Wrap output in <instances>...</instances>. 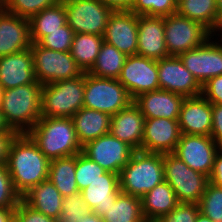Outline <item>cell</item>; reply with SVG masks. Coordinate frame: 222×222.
<instances>
[{
  "instance_id": "c3c4849f",
  "label": "cell",
  "mask_w": 222,
  "mask_h": 222,
  "mask_svg": "<svg viewBox=\"0 0 222 222\" xmlns=\"http://www.w3.org/2000/svg\"><path fill=\"white\" fill-rule=\"evenodd\" d=\"M210 37L215 39H222V11L219 13V18L214 29L210 33Z\"/></svg>"
},
{
  "instance_id": "52a82bcc",
  "label": "cell",
  "mask_w": 222,
  "mask_h": 222,
  "mask_svg": "<svg viewBox=\"0 0 222 222\" xmlns=\"http://www.w3.org/2000/svg\"><path fill=\"white\" fill-rule=\"evenodd\" d=\"M165 181L172 187L179 203H199L209 177L189 168L173 153L163 154Z\"/></svg>"
},
{
  "instance_id": "f1b7e54d",
  "label": "cell",
  "mask_w": 222,
  "mask_h": 222,
  "mask_svg": "<svg viewBox=\"0 0 222 222\" xmlns=\"http://www.w3.org/2000/svg\"><path fill=\"white\" fill-rule=\"evenodd\" d=\"M176 13L200 23L210 33L219 18L217 0H177Z\"/></svg>"
},
{
  "instance_id": "9f6ffc18",
  "label": "cell",
  "mask_w": 222,
  "mask_h": 222,
  "mask_svg": "<svg viewBox=\"0 0 222 222\" xmlns=\"http://www.w3.org/2000/svg\"><path fill=\"white\" fill-rule=\"evenodd\" d=\"M4 11V0H0V13Z\"/></svg>"
},
{
  "instance_id": "ee69618b",
  "label": "cell",
  "mask_w": 222,
  "mask_h": 222,
  "mask_svg": "<svg viewBox=\"0 0 222 222\" xmlns=\"http://www.w3.org/2000/svg\"><path fill=\"white\" fill-rule=\"evenodd\" d=\"M212 131L210 137L222 146V104H211Z\"/></svg>"
},
{
  "instance_id": "db71d44e",
  "label": "cell",
  "mask_w": 222,
  "mask_h": 222,
  "mask_svg": "<svg viewBox=\"0 0 222 222\" xmlns=\"http://www.w3.org/2000/svg\"><path fill=\"white\" fill-rule=\"evenodd\" d=\"M7 222H21L19 217L14 213Z\"/></svg>"
},
{
  "instance_id": "e575fe53",
  "label": "cell",
  "mask_w": 222,
  "mask_h": 222,
  "mask_svg": "<svg viewBox=\"0 0 222 222\" xmlns=\"http://www.w3.org/2000/svg\"><path fill=\"white\" fill-rule=\"evenodd\" d=\"M198 205L203 215L213 222H222V187L208 182Z\"/></svg>"
},
{
  "instance_id": "3957f363",
  "label": "cell",
  "mask_w": 222,
  "mask_h": 222,
  "mask_svg": "<svg viewBox=\"0 0 222 222\" xmlns=\"http://www.w3.org/2000/svg\"><path fill=\"white\" fill-rule=\"evenodd\" d=\"M26 134L50 161L82 152L71 118L41 117Z\"/></svg>"
},
{
  "instance_id": "7dc6e473",
  "label": "cell",
  "mask_w": 222,
  "mask_h": 222,
  "mask_svg": "<svg viewBox=\"0 0 222 222\" xmlns=\"http://www.w3.org/2000/svg\"><path fill=\"white\" fill-rule=\"evenodd\" d=\"M15 133H0V163H6L8 146Z\"/></svg>"
},
{
  "instance_id": "681fc988",
  "label": "cell",
  "mask_w": 222,
  "mask_h": 222,
  "mask_svg": "<svg viewBox=\"0 0 222 222\" xmlns=\"http://www.w3.org/2000/svg\"><path fill=\"white\" fill-rule=\"evenodd\" d=\"M16 208H0V222H7L15 213Z\"/></svg>"
},
{
  "instance_id": "816d5d0a",
  "label": "cell",
  "mask_w": 222,
  "mask_h": 222,
  "mask_svg": "<svg viewBox=\"0 0 222 222\" xmlns=\"http://www.w3.org/2000/svg\"><path fill=\"white\" fill-rule=\"evenodd\" d=\"M0 133H14L5 123L1 109H0Z\"/></svg>"
},
{
  "instance_id": "d6a6232c",
  "label": "cell",
  "mask_w": 222,
  "mask_h": 222,
  "mask_svg": "<svg viewBox=\"0 0 222 222\" xmlns=\"http://www.w3.org/2000/svg\"><path fill=\"white\" fill-rule=\"evenodd\" d=\"M126 57L115 46L104 41L96 62L88 73L97 77L118 79Z\"/></svg>"
},
{
  "instance_id": "60d3db41",
  "label": "cell",
  "mask_w": 222,
  "mask_h": 222,
  "mask_svg": "<svg viewBox=\"0 0 222 222\" xmlns=\"http://www.w3.org/2000/svg\"><path fill=\"white\" fill-rule=\"evenodd\" d=\"M200 212L198 203H178L167 215L156 222H195Z\"/></svg>"
},
{
  "instance_id": "8d00e7d4",
  "label": "cell",
  "mask_w": 222,
  "mask_h": 222,
  "mask_svg": "<svg viewBox=\"0 0 222 222\" xmlns=\"http://www.w3.org/2000/svg\"><path fill=\"white\" fill-rule=\"evenodd\" d=\"M177 0H135L131 12L137 16L166 17L175 14Z\"/></svg>"
},
{
  "instance_id": "f35d334b",
  "label": "cell",
  "mask_w": 222,
  "mask_h": 222,
  "mask_svg": "<svg viewBox=\"0 0 222 222\" xmlns=\"http://www.w3.org/2000/svg\"><path fill=\"white\" fill-rule=\"evenodd\" d=\"M74 35L73 30L66 24L60 27L59 30L49 32L38 44L49 50L67 52L71 50Z\"/></svg>"
},
{
  "instance_id": "484cf974",
  "label": "cell",
  "mask_w": 222,
  "mask_h": 222,
  "mask_svg": "<svg viewBox=\"0 0 222 222\" xmlns=\"http://www.w3.org/2000/svg\"><path fill=\"white\" fill-rule=\"evenodd\" d=\"M63 198L49 179L35 185L21 197L28 206L55 220L60 217Z\"/></svg>"
},
{
  "instance_id": "836d02e7",
  "label": "cell",
  "mask_w": 222,
  "mask_h": 222,
  "mask_svg": "<svg viewBox=\"0 0 222 222\" xmlns=\"http://www.w3.org/2000/svg\"><path fill=\"white\" fill-rule=\"evenodd\" d=\"M107 171L99 166L95 161L88 158L82 152L76 155V184L81 192L84 188H87L89 184L95 180L101 178V175Z\"/></svg>"
},
{
  "instance_id": "ab89813d",
  "label": "cell",
  "mask_w": 222,
  "mask_h": 222,
  "mask_svg": "<svg viewBox=\"0 0 222 222\" xmlns=\"http://www.w3.org/2000/svg\"><path fill=\"white\" fill-rule=\"evenodd\" d=\"M21 196L15 191L6 163H0V208H16Z\"/></svg>"
},
{
  "instance_id": "8992f818",
  "label": "cell",
  "mask_w": 222,
  "mask_h": 222,
  "mask_svg": "<svg viewBox=\"0 0 222 222\" xmlns=\"http://www.w3.org/2000/svg\"><path fill=\"white\" fill-rule=\"evenodd\" d=\"M133 99L118 79L94 76L85 72L84 107L111 116L127 108Z\"/></svg>"
},
{
  "instance_id": "4316f807",
  "label": "cell",
  "mask_w": 222,
  "mask_h": 222,
  "mask_svg": "<svg viewBox=\"0 0 222 222\" xmlns=\"http://www.w3.org/2000/svg\"><path fill=\"white\" fill-rule=\"evenodd\" d=\"M178 203L174 190L164 180L141 198L142 213L147 222H156Z\"/></svg>"
},
{
  "instance_id": "9c48e42d",
  "label": "cell",
  "mask_w": 222,
  "mask_h": 222,
  "mask_svg": "<svg viewBox=\"0 0 222 222\" xmlns=\"http://www.w3.org/2000/svg\"><path fill=\"white\" fill-rule=\"evenodd\" d=\"M164 36L169 56H179L201 46L210 32L200 23L175 13L164 17Z\"/></svg>"
},
{
  "instance_id": "83f0119b",
  "label": "cell",
  "mask_w": 222,
  "mask_h": 222,
  "mask_svg": "<svg viewBox=\"0 0 222 222\" xmlns=\"http://www.w3.org/2000/svg\"><path fill=\"white\" fill-rule=\"evenodd\" d=\"M30 38L32 43H38L49 32L59 30L67 24V14L64 2L48 7L29 19Z\"/></svg>"
},
{
  "instance_id": "603a6c76",
  "label": "cell",
  "mask_w": 222,
  "mask_h": 222,
  "mask_svg": "<svg viewBox=\"0 0 222 222\" xmlns=\"http://www.w3.org/2000/svg\"><path fill=\"white\" fill-rule=\"evenodd\" d=\"M145 117L132 102L111 116L110 133L135 151L141 150Z\"/></svg>"
},
{
  "instance_id": "f907efd6",
  "label": "cell",
  "mask_w": 222,
  "mask_h": 222,
  "mask_svg": "<svg viewBox=\"0 0 222 222\" xmlns=\"http://www.w3.org/2000/svg\"><path fill=\"white\" fill-rule=\"evenodd\" d=\"M78 222H104V220L91 211L87 215L81 216Z\"/></svg>"
},
{
  "instance_id": "d6986e66",
  "label": "cell",
  "mask_w": 222,
  "mask_h": 222,
  "mask_svg": "<svg viewBox=\"0 0 222 222\" xmlns=\"http://www.w3.org/2000/svg\"><path fill=\"white\" fill-rule=\"evenodd\" d=\"M185 97L167 90H154L133 99L145 119L164 118L178 120Z\"/></svg>"
},
{
  "instance_id": "11a10c76",
  "label": "cell",
  "mask_w": 222,
  "mask_h": 222,
  "mask_svg": "<svg viewBox=\"0 0 222 222\" xmlns=\"http://www.w3.org/2000/svg\"><path fill=\"white\" fill-rule=\"evenodd\" d=\"M217 9L218 13L222 11V0H217Z\"/></svg>"
},
{
  "instance_id": "f546056e",
  "label": "cell",
  "mask_w": 222,
  "mask_h": 222,
  "mask_svg": "<svg viewBox=\"0 0 222 222\" xmlns=\"http://www.w3.org/2000/svg\"><path fill=\"white\" fill-rule=\"evenodd\" d=\"M76 155L50 161L48 179L63 197L80 192L75 177Z\"/></svg>"
},
{
  "instance_id": "f5cc1de1",
  "label": "cell",
  "mask_w": 222,
  "mask_h": 222,
  "mask_svg": "<svg viewBox=\"0 0 222 222\" xmlns=\"http://www.w3.org/2000/svg\"><path fill=\"white\" fill-rule=\"evenodd\" d=\"M195 222H213L209 217H206L201 212H199Z\"/></svg>"
},
{
  "instance_id": "8fae6325",
  "label": "cell",
  "mask_w": 222,
  "mask_h": 222,
  "mask_svg": "<svg viewBox=\"0 0 222 222\" xmlns=\"http://www.w3.org/2000/svg\"><path fill=\"white\" fill-rule=\"evenodd\" d=\"M201 86L222 75V39L209 37L201 46L178 56Z\"/></svg>"
},
{
  "instance_id": "ac0fdd59",
  "label": "cell",
  "mask_w": 222,
  "mask_h": 222,
  "mask_svg": "<svg viewBox=\"0 0 222 222\" xmlns=\"http://www.w3.org/2000/svg\"><path fill=\"white\" fill-rule=\"evenodd\" d=\"M178 124L182 134L210 136L211 103L203 95L185 98L181 105Z\"/></svg>"
},
{
  "instance_id": "30bf717a",
  "label": "cell",
  "mask_w": 222,
  "mask_h": 222,
  "mask_svg": "<svg viewBox=\"0 0 222 222\" xmlns=\"http://www.w3.org/2000/svg\"><path fill=\"white\" fill-rule=\"evenodd\" d=\"M64 5L67 24L75 34L104 35L111 8L100 0H67Z\"/></svg>"
},
{
  "instance_id": "6f0895ef",
  "label": "cell",
  "mask_w": 222,
  "mask_h": 222,
  "mask_svg": "<svg viewBox=\"0 0 222 222\" xmlns=\"http://www.w3.org/2000/svg\"><path fill=\"white\" fill-rule=\"evenodd\" d=\"M2 92H3V90H2V88L0 86V105H1V99H2Z\"/></svg>"
},
{
  "instance_id": "cb8c5ba5",
  "label": "cell",
  "mask_w": 222,
  "mask_h": 222,
  "mask_svg": "<svg viewBox=\"0 0 222 222\" xmlns=\"http://www.w3.org/2000/svg\"><path fill=\"white\" fill-rule=\"evenodd\" d=\"M121 193L119 174L106 172L81 191L82 197L89 209L97 216L105 214V210L113 204Z\"/></svg>"
},
{
  "instance_id": "4dcf8cb0",
  "label": "cell",
  "mask_w": 222,
  "mask_h": 222,
  "mask_svg": "<svg viewBox=\"0 0 222 222\" xmlns=\"http://www.w3.org/2000/svg\"><path fill=\"white\" fill-rule=\"evenodd\" d=\"M104 222H147L142 213L141 198L120 193L105 210Z\"/></svg>"
},
{
  "instance_id": "7bdbcfd3",
  "label": "cell",
  "mask_w": 222,
  "mask_h": 222,
  "mask_svg": "<svg viewBox=\"0 0 222 222\" xmlns=\"http://www.w3.org/2000/svg\"><path fill=\"white\" fill-rule=\"evenodd\" d=\"M202 95L211 104H222V75L212 77L203 85Z\"/></svg>"
},
{
  "instance_id": "b9f144b4",
  "label": "cell",
  "mask_w": 222,
  "mask_h": 222,
  "mask_svg": "<svg viewBox=\"0 0 222 222\" xmlns=\"http://www.w3.org/2000/svg\"><path fill=\"white\" fill-rule=\"evenodd\" d=\"M15 214L21 222H57V220L44 215L28 206L22 199L19 201Z\"/></svg>"
},
{
  "instance_id": "1f68e13d",
  "label": "cell",
  "mask_w": 222,
  "mask_h": 222,
  "mask_svg": "<svg viewBox=\"0 0 222 222\" xmlns=\"http://www.w3.org/2000/svg\"><path fill=\"white\" fill-rule=\"evenodd\" d=\"M103 42L102 35L86 33L74 35L70 53L83 72H88L95 64Z\"/></svg>"
},
{
  "instance_id": "44dd1931",
  "label": "cell",
  "mask_w": 222,
  "mask_h": 222,
  "mask_svg": "<svg viewBox=\"0 0 222 222\" xmlns=\"http://www.w3.org/2000/svg\"><path fill=\"white\" fill-rule=\"evenodd\" d=\"M29 19L8 13H0V57L30 49Z\"/></svg>"
},
{
  "instance_id": "277c9868",
  "label": "cell",
  "mask_w": 222,
  "mask_h": 222,
  "mask_svg": "<svg viewBox=\"0 0 222 222\" xmlns=\"http://www.w3.org/2000/svg\"><path fill=\"white\" fill-rule=\"evenodd\" d=\"M165 180L163 154L136 150L119 173L120 190L142 198Z\"/></svg>"
},
{
  "instance_id": "9a60e30c",
  "label": "cell",
  "mask_w": 222,
  "mask_h": 222,
  "mask_svg": "<svg viewBox=\"0 0 222 222\" xmlns=\"http://www.w3.org/2000/svg\"><path fill=\"white\" fill-rule=\"evenodd\" d=\"M157 68L159 89L180 94L185 98L202 95V86L178 56L157 60Z\"/></svg>"
},
{
  "instance_id": "2e32d148",
  "label": "cell",
  "mask_w": 222,
  "mask_h": 222,
  "mask_svg": "<svg viewBox=\"0 0 222 222\" xmlns=\"http://www.w3.org/2000/svg\"><path fill=\"white\" fill-rule=\"evenodd\" d=\"M103 38L126 56L137 55L138 16L131 11H113Z\"/></svg>"
},
{
  "instance_id": "f6af8a7d",
  "label": "cell",
  "mask_w": 222,
  "mask_h": 222,
  "mask_svg": "<svg viewBox=\"0 0 222 222\" xmlns=\"http://www.w3.org/2000/svg\"><path fill=\"white\" fill-rule=\"evenodd\" d=\"M209 182L213 185L222 187V146H219L215 155L213 169L209 176Z\"/></svg>"
},
{
  "instance_id": "4fadbf2b",
  "label": "cell",
  "mask_w": 222,
  "mask_h": 222,
  "mask_svg": "<svg viewBox=\"0 0 222 222\" xmlns=\"http://www.w3.org/2000/svg\"><path fill=\"white\" fill-rule=\"evenodd\" d=\"M118 81L132 99L159 89L157 60L140 55L127 56Z\"/></svg>"
},
{
  "instance_id": "d590c367",
  "label": "cell",
  "mask_w": 222,
  "mask_h": 222,
  "mask_svg": "<svg viewBox=\"0 0 222 222\" xmlns=\"http://www.w3.org/2000/svg\"><path fill=\"white\" fill-rule=\"evenodd\" d=\"M58 3L59 0H4V10L30 19L35 14Z\"/></svg>"
},
{
  "instance_id": "e0dca14e",
  "label": "cell",
  "mask_w": 222,
  "mask_h": 222,
  "mask_svg": "<svg viewBox=\"0 0 222 222\" xmlns=\"http://www.w3.org/2000/svg\"><path fill=\"white\" fill-rule=\"evenodd\" d=\"M181 134L178 120L145 119L141 151L161 154L173 153Z\"/></svg>"
},
{
  "instance_id": "ba28073f",
  "label": "cell",
  "mask_w": 222,
  "mask_h": 222,
  "mask_svg": "<svg viewBox=\"0 0 222 222\" xmlns=\"http://www.w3.org/2000/svg\"><path fill=\"white\" fill-rule=\"evenodd\" d=\"M30 49L33 55L35 77L42 85L74 79L84 73L70 51L49 50L38 43H32Z\"/></svg>"
},
{
  "instance_id": "5bb4252c",
  "label": "cell",
  "mask_w": 222,
  "mask_h": 222,
  "mask_svg": "<svg viewBox=\"0 0 222 222\" xmlns=\"http://www.w3.org/2000/svg\"><path fill=\"white\" fill-rule=\"evenodd\" d=\"M218 148L210 136L181 134L173 154L189 168L209 177Z\"/></svg>"
},
{
  "instance_id": "ffe728a7",
  "label": "cell",
  "mask_w": 222,
  "mask_h": 222,
  "mask_svg": "<svg viewBox=\"0 0 222 222\" xmlns=\"http://www.w3.org/2000/svg\"><path fill=\"white\" fill-rule=\"evenodd\" d=\"M36 81L31 49L0 57V86L2 90Z\"/></svg>"
},
{
  "instance_id": "d4e9b609",
  "label": "cell",
  "mask_w": 222,
  "mask_h": 222,
  "mask_svg": "<svg viewBox=\"0 0 222 222\" xmlns=\"http://www.w3.org/2000/svg\"><path fill=\"white\" fill-rule=\"evenodd\" d=\"M81 146L110 133L111 115L82 107L71 117Z\"/></svg>"
},
{
  "instance_id": "7c38bea8",
  "label": "cell",
  "mask_w": 222,
  "mask_h": 222,
  "mask_svg": "<svg viewBox=\"0 0 222 222\" xmlns=\"http://www.w3.org/2000/svg\"><path fill=\"white\" fill-rule=\"evenodd\" d=\"M134 149L111 133L102 135L82 146V153L107 172L119 174L128 164Z\"/></svg>"
},
{
  "instance_id": "7a4b0ae2",
  "label": "cell",
  "mask_w": 222,
  "mask_h": 222,
  "mask_svg": "<svg viewBox=\"0 0 222 222\" xmlns=\"http://www.w3.org/2000/svg\"><path fill=\"white\" fill-rule=\"evenodd\" d=\"M41 90L38 81L3 90L0 109L15 134H26L40 120Z\"/></svg>"
},
{
  "instance_id": "5b68a950",
  "label": "cell",
  "mask_w": 222,
  "mask_h": 222,
  "mask_svg": "<svg viewBox=\"0 0 222 222\" xmlns=\"http://www.w3.org/2000/svg\"><path fill=\"white\" fill-rule=\"evenodd\" d=\"M85 72L74 79L42 85L41 117L71 118L84 107Z\"/></svg>"
},
{
  "instance_id": "bcb514c9",
  "label": "cell",
  "mask_w": 222,
  "mask_h": 222,
  "mask_svg": "<svg viewBox=\"0 0 222 222\" xmlns=\"http://www.w3.org/2000/svg\"><path fill=\"white\" fill-rule=\"evenodd\" d=\"M113 11H131L135 0H100Z\"/></svg>"
},
{
  "instance_id": "74e56055",
  "label": "cell",
  "mask_w": 222,
  "mask_h": 222,
  "mask_svg": "<svg viewBox=\"0 0 222 222\" xmlns=\"http://www.w3.org/2000/svg\"><path fill=\"white\" fill-rule=\"evenodd\" d=\"M91 210L85 203L81 192L63 198L62 210L57 222H78L81 216L87 215Z\"/></svg>"
},
{
  "instance_id": "7402d4cb",
  "label": "cell",
  "mask_w": 222,
  "mask_h": 222,
  "mask_svg": "<svg viewBox=\"0 0 222 222\" xmlns=\"http://www.w3.org/2000/svg\"><path fill=\"white\" fill-rule=\"evenodd\" d=\"M137 55L155 60L169 56L164 36V17L138 16Z\"/></svg>"
},
{
  "instance_id": "6da1fadb",
  "label": "cell",
  "mask_w": 222,
  "mask_h": 222,
  "mask_svg": "<svg viewBox=\"0 0 222 222\" xmlns=\"http://www.w3.org/2000/svg\"><path fill=\"white\" fill-rule=\"evenodd\" d=\"M6 165L13 187L22 197L48 179L50 160L27 134H15L8 146Z\"/></svg>"
}]
</instances>
